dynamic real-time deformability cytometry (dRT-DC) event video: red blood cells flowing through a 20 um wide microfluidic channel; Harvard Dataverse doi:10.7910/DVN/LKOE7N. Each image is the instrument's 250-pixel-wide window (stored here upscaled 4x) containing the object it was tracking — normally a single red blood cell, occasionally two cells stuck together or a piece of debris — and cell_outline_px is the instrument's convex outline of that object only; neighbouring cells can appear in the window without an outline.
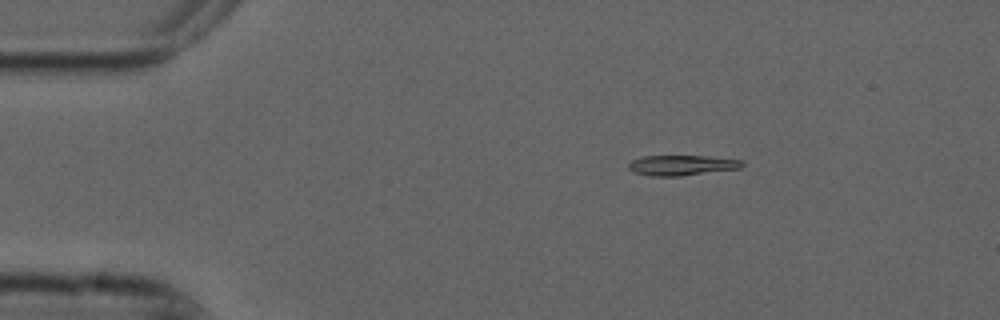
{"species": "common noctule bat (a hibernating species)", "species_latin": "Nyctalus noctula", "temperature_condition": "cold", "stored_images_in_passage": 3, "camera_frame_rate_fps": 3000, "um_per_image_px": 0.085, "animal": {"sex": "male", "forearm_length_mm": 52.5}, "frame": {"image": 1, "passage_image": 1, "time_ms": 0.0, "image_size_px": [1000, 320], "cell_outline_px": [[744, 164], [740, 168], [680, 176], [648, 176], [632, 172], [628, 168], [628, 164], [632, 160], [644, 156], [708, 156], [744, 160]], "centroid_in_image_um": [57.93, 14.05], "position_along_channel_um": 27.1, "area_um2": 13.47}}
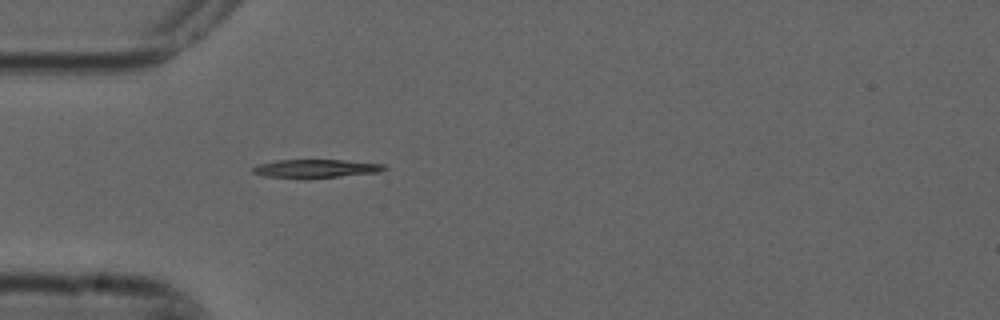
{"frame": {"image": 2, "passage_image": 3, "time_ms": 0.667, "image_size_px": [1000, 320], "cell_outline_px": [[388, 168], [380, 172], [308, 180], [264, 176], [252, 172], [252, 168], [256, 164], [276, 160], [344, 160], [384, 164]], "centroid_in_image_um": [26.82, 14.35], "position_along_channel_um": 58.2, "area_um2": 14.62}}